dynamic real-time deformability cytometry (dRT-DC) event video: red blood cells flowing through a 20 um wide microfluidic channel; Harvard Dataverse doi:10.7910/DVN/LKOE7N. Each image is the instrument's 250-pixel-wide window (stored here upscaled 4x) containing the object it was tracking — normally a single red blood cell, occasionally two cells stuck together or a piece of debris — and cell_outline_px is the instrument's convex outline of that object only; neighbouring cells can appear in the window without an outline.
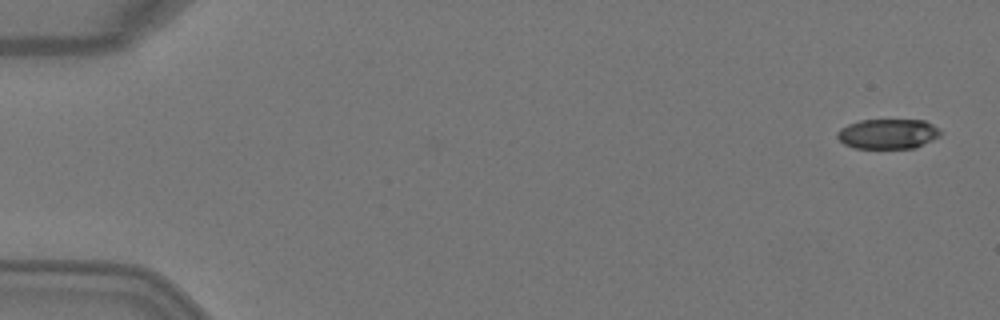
{"species": "Egyptian fruit bat (a non-hibernating species)", "species_latin": "Rousettus aegyptiacus", "temperature_condition": "warm", "stored_images_in_passage": 6, "camera_frame_rate_fps": 3000, "um_per_image_px": 0.085, "animal": {"sex": "female"}, "frame": {"image": 1, "passage_image": 1, "time_ms": 0.0, "image_size_px": [1000, 320], "cell_outline_px": [[940, 136], [916, 148], [852, 148], [844, 144], [836, 136], [836, 132], [840, 128], [848, 124], [860, 120], [924, 120], [940, 128]], "centroid_in_image_um": [75.46, 11.38], "position_along_channel_um": 9.5, "area_um2": 18.15}}
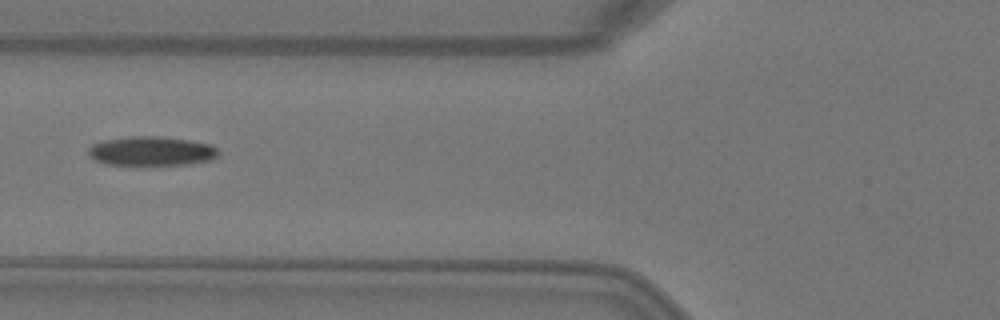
{"frame": {"image": 2, "passage_image": 5, "time_ms": 1.333, "image_size_px": [1000, 320], "cell_outline_px": [[220, 156], [212, 160], [188, 164], [144, 168], [136, 168], [104, 164], [88, 156], [88, 148], [92, 144], [104, 140], [128, 136], [156, 136], [188, 140], [212, 144], [220, 152]], "centroid_in_image_um": [12.85, 12.9], "position_along_channel_um": 112.9, "area_um2": 23.52}}
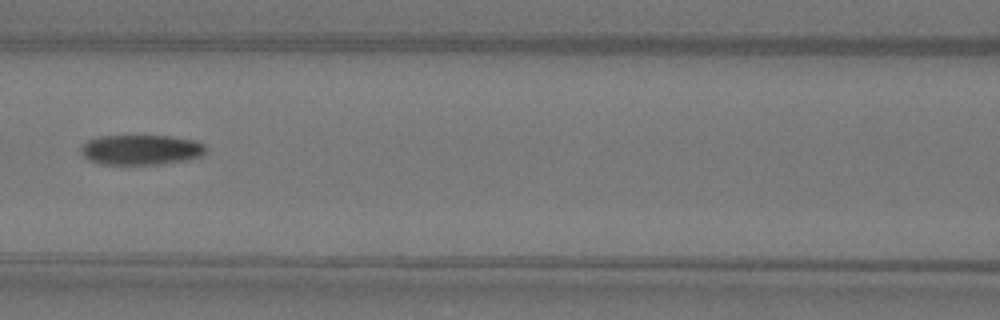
{"frame": {"image": 3, "passage_image": 6, "time_ms": 1.667, "image_size_px": [1000, 320], "cell_outline_px": [[204, 152], [200, 156], [184, 160], [160, 164], [100, 164], [88, 160], [80, 152], [80, 144], [88, 140], [100, 136], [172, 136], [196, 140], [204, 144]], "centroid_in_image_um": [11.93, 12.72], "position_along_channel_um": 154.7, "area_um2": 21.91}}